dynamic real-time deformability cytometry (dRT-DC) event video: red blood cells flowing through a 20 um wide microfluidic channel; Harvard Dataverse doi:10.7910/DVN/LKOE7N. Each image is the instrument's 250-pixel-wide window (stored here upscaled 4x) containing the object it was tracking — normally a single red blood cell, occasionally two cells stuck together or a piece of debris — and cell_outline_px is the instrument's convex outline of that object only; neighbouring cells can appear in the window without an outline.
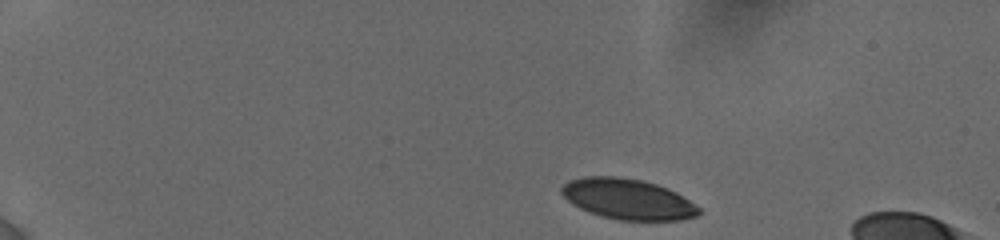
{"species": "human", "species_latin": "Homo sapiens", "temperature_condition": "cold", "stored_images_in_passage": 14, "camera_frame_rate_fps": 3000, "um_per_image_px": 0.085, "donor": {"sex": "female"}, "frame": {"image": 1, "passage_image": 1, "time_ms": 0.0, "image_size_px": [1000, 240], "cell_outline_px": [[700, 212], [696, 216], [680, 220], [620, 220], [588, 212], [572, 204], [560, 192], [560, 188], [568, 180], [584, 176], [620, 176], [644, 180], [668, 188], [676, 192], [696, 204], [700, 208]], "centroid_in_image_um": [53.36, 16.9], "position_along_channel_um": 31.6, "area_um2": 32.6}}
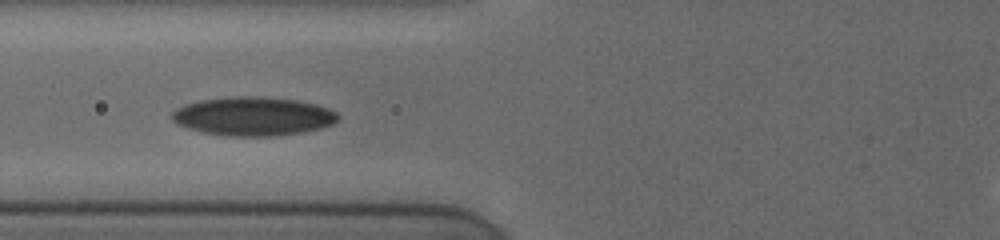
{"frame": {"image": 2, "passage_image": 9, "time_ms": 4.667, "image_size_px": [1000, 240], "cell_outline_px": [[340, 120], [332, 124], [320, 128], [304, 132], [276, 136], [228, 136], [204, 132], [188, 128], [176, 124], [172, 120], [172, 112], [176, 108], [184, 104], [200, 100], [236, 96], [264, 96], [296, 100], [316, 104], [328, 108], [336, 112], [340, 116]], "centroid_in_image_um": [21.53, 9.88], "position_along_channel_um": 104.3, "area_um2": 37.74}}
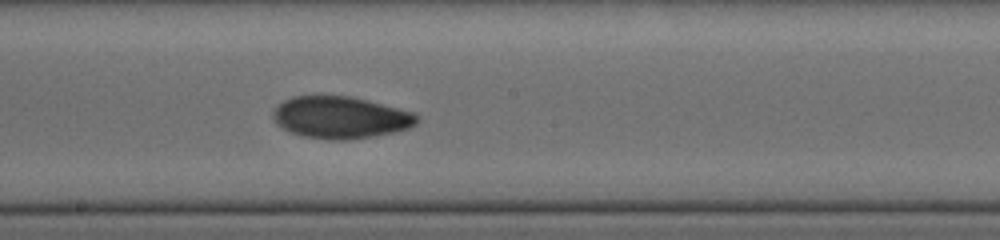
{"frame": {"image": 3, "passage_image": 14, "time_ms": 7.667, "image_size_px": [1000, 240], "cell_outline_px": [[420, 120], [416, 124], [408, 128], [392, 132], [372, 136], [348, 140], [328, 140], [304, 136], [292, 132], [276, 124], [272, 116], [272, 112], [284, 100], [292, 96], [352, 96], [416, 112]], "centroid_in_image_um": [28.97, 9.98], "position_along_channel_um": 219.2, "area_um2": 35.26}}